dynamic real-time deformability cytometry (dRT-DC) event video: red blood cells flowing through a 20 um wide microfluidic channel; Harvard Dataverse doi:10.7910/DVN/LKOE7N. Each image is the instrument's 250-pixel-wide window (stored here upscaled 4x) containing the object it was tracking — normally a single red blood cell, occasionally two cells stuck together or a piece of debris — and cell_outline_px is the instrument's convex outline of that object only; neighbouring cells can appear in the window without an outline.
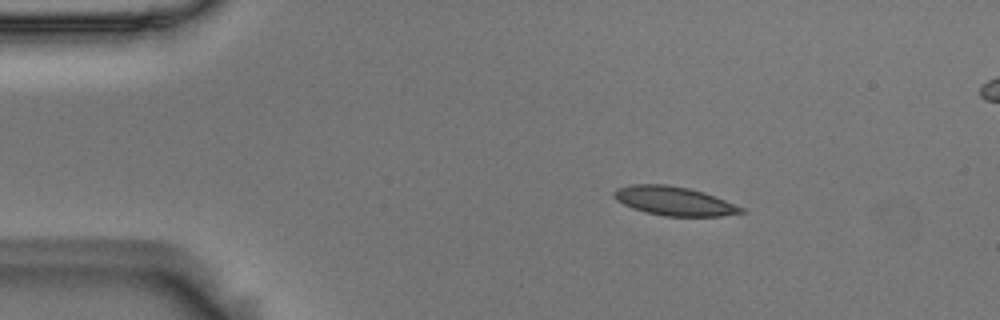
{"species": "Egyptian fruit bat (a non-hibernating species)", "species_latin": "Rousettus aegyptiacus", "temperature_condition": "room temperature", "stored_images_in_passage": 9, "camera_frame_rate_fps": 3000, "um_per_image_px": 0.085, "animal": {"sex": "male"}, "frame": {"image": 1, "passage_image": 1, "time_ms": 0.0, "image_size_px": [1000, 320], "cell_outline_px": [[748, 212], [720, 216], [664, 216], [644, 212], [632, 208], [616, 200], [612, 192], [616, 188], [628, 184], [668, 184], [688, 188], [704, 192], [744, 208]], "centroid_in_image_um": [57.27, 17.08], "position_along_channel_um": 27.7, "area_um2": 21.56}}